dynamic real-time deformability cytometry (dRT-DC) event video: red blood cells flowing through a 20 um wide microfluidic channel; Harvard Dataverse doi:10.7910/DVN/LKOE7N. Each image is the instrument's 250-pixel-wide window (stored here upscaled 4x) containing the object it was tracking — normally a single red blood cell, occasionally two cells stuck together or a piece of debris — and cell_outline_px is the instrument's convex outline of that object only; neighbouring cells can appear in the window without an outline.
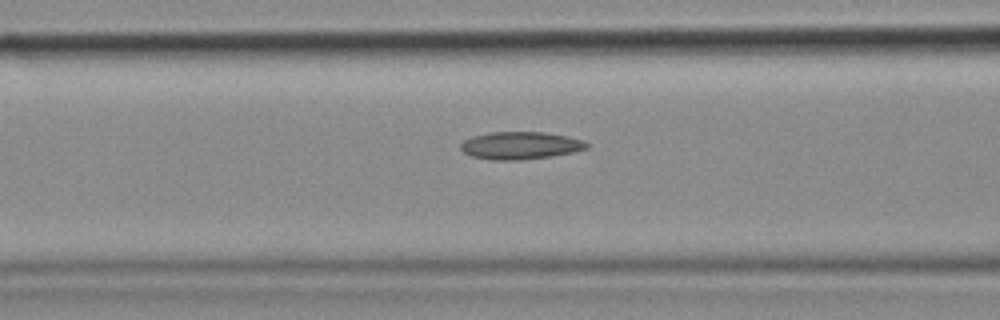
{"species": "common noctule bat (a hibernating species)", "species_latin": "Nyctalus noctula", "temperature_condition": "cold", "stored_images_in_passage": 31, "camera_frame_rate_fps": 3000, "um_per_image_px": 0.085, "animal": {"sex": "female", "body_mass_g": 18.4}, "frame": {"image": 1, "passage_image": 10, "time_ms": 3.0, "image_size_px": [1000, 320], "cell_outline_px": [[588, 148], [572, 152], [552, 156], [520, 160], [492, 160], [472, 156], [464, 152], [460, 148], [460, 144], [464, 140], [472, 136], [492, 132], [544, 132], [568, 136], [584, 140], [588, 144]], "centroid_in_image_um": [44.23, 12.36], "position_along_channel_um": 122.4, "area_um2": 20.23}}